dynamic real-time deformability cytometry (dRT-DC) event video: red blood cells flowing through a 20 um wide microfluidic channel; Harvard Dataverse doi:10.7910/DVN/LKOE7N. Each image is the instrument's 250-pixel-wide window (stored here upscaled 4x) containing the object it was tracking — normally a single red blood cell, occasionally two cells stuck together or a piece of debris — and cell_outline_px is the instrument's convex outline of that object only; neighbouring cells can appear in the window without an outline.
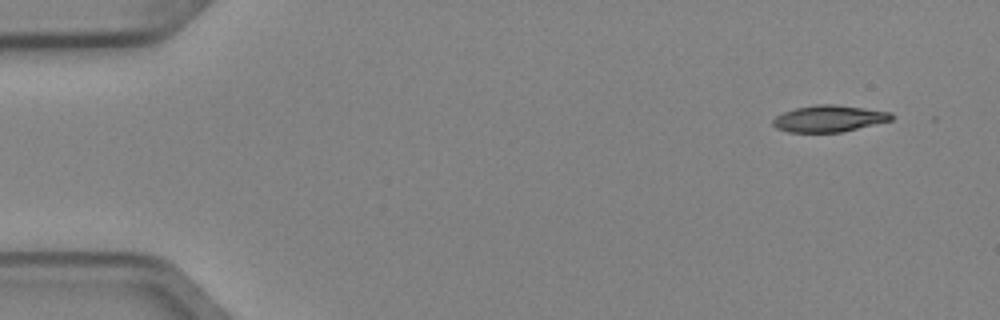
{"species": "Egyptian fruit bat (a non-hibernating species)", "species_latin": "Rousettus aegyptiacus", "temperature_condition": "cold", "stored_images_in_passage": 5, "camera_frame_rate_fps": 3000, "um_per_image_px": 0.085, "animal": {"sex": "female"}, "frame": {"image": 1, "passage_image": 1, "time_ms": 0.0, "image_size_px": [1000, 320], "cell_outline_px": [[892, 120], [840, 132], [788, 132], [776, 128], [772, 124], [772, 120], [776, 116], [784, 112], [796, 108], [816, 104], [836, 104], [892, 112]], "centroid_in_image_um": [70.44, 10.07], "position_along_channel_um": 14.6, "area_um2": 18.26}}
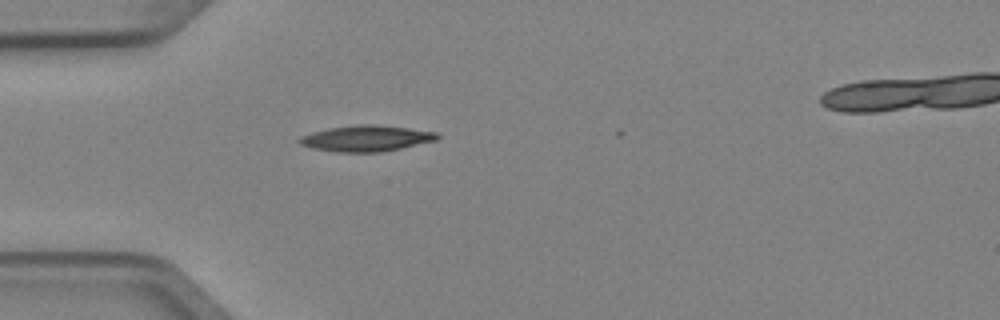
{"frame": {"image": 2, "passage_image": 4, "time_ms": 1.0, "image_size_px": [1000, 320], "cell_outline_px": [[440, 136], [436, 140], [400, 148], [380, 152], [340, 152], [312, 148], [300, 144], [296, 140], [300, 136], [312, 132], [328, 128], [356, 124], [372, 124], [408, 128], [436, 132]], "centroid_in_image_um": [31.08, 11.75], "position_along_channel_um": 53.9, "area_um2": 20.75}}